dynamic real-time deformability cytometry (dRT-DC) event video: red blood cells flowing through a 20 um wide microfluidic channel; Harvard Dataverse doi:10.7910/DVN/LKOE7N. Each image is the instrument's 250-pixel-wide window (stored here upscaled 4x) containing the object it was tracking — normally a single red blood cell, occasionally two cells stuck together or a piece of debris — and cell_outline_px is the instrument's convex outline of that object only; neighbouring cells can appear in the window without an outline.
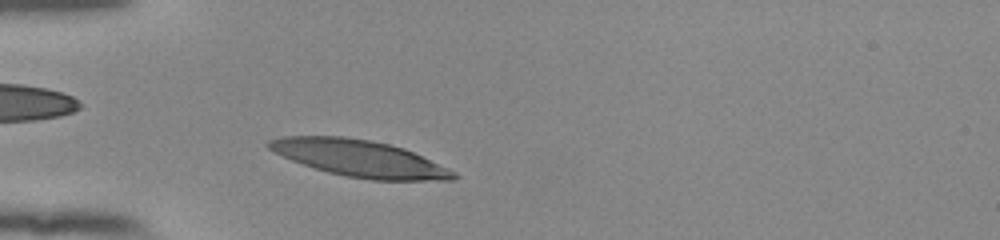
{"species": "human", "species_latin": "Homo sapiens", "temperature_condition": "room temperature", "stored_images_in_passage": 34, "camera_frame_rate_fps": 3000, "um_per_image_px": 0.085, "donor": {"sex": "female"}, "frame": {"image": 1, "passage_image": 5, "time_ms": 1.333, "image_size_px": [1000, 240], "cell_outline_px": [[460, 176], [452, 180], [372, 180], [348, 176], [328, 172], [292, 160], [268, 148], [264, 144], [268, 140], [280, 136], [344, 136], [372, 140], [404, 148], [448, 168], [456, 172]], "centroid_in_image_um": [30.56, 13.45], "position_along_channel_um": 54.4, "area_um2": 39.19}}
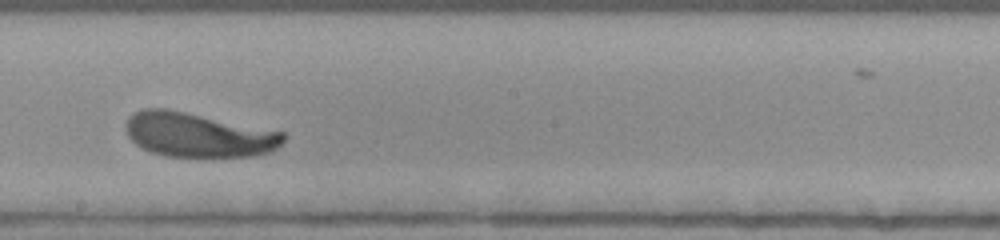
{"frame": {"image": 2, "passage_image": 20, "time_ms": 6.333, "image_size_px": [1000, 240], "cell_outline_px": [[284, 140], [272, 152], [252, 156], [168, 156], [152, 152], [140, 148], [128, 136], [124, 128], [124, 124], [128, 116], [132, 112], [144, 108], [168, 108], [284, 132]], "centroid_in_image_um": [16.79, 11.44], "position_along_channel_um": 231.4, "area_um2": 40.92}}
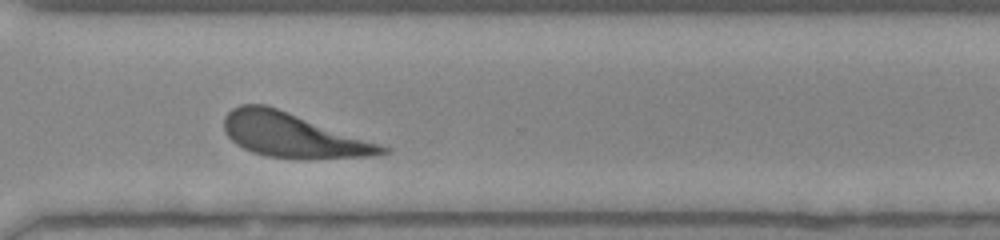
{"frame": {"image": 3, "passage_image": 29, "time_ms": 9.333, "image_size_px": [1000, 240], "cell_outline_px": [[392, 152], [372, 156], [308, 160], [268, 156], [252, 152], [236, 144], [224, 132], [224, 116], [232, 108], [240, 104], [264, 104], [276, 108], [392, 148]], "centroid_in_image_um": [24.91, 11.52], "position_along_channel_um": 345.7, "area_um2": 40.75}, "authors_computed_cell_mechanics": {"area_um2": 40.6045, "velocity_mm_per_s": 3.8106, "shape_relaxation_time_tau1_ms": 2.481, "shape_relaxation_time_tau2_ms": null, "deformation_change_tau1": 0.1398, "deformation_change_tau2": null}}